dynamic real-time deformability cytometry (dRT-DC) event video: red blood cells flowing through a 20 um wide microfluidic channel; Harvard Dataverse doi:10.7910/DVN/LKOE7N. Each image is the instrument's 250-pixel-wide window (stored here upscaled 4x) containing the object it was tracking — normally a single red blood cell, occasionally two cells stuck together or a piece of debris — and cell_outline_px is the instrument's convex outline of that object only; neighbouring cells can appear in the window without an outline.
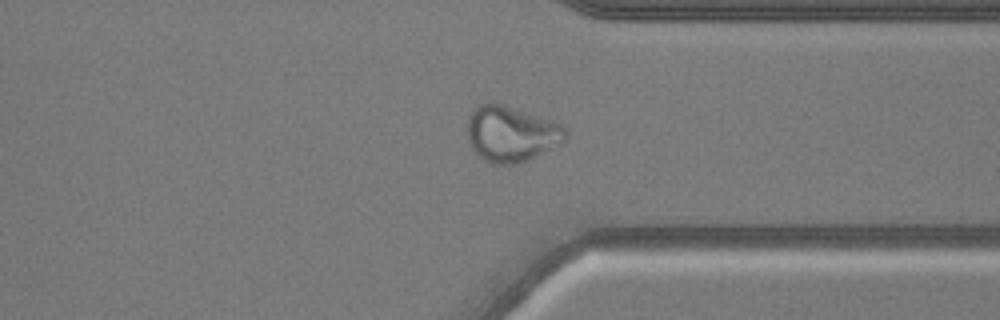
{"species": "common noctule bat (a hibernating species)", "species_latin": "Nyctalus noctula", "temperature_condition": "warm", "stored_images_in_passage": 51, "camera_frame_rate_fps": 3000, "um_per_image_px": 0.085, "animal": {"sex": "male", "body_mass_g": 20.5, "forearm_length_mm": 52.5}, "frame": {"image": 1, "passage_image": 38, "time_ms": 12.333, "image_size_px": [1000, 320], "cell_outline_px": [[568, 140], [516, 164], [492, 164], [484, 160], [472, 148], [468, 140], [468, 116], [472, 108], [476, 104], [484, 100], [492, 100], [552, 120], [560, 124], [568, 132]], "centroid_in_image_um": [43.41, 11.31], "position_along_channel_um": 368.0, "area_um2": 32.31}}
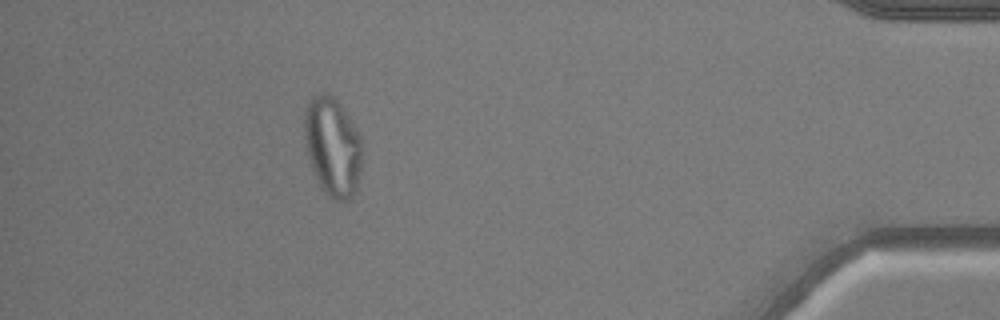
{"frame": {"image": 2, "passage_image": 45, "time_ms": 14.667, "image_size_px": [1000, 320], "cell_outline_px": [[360, 172], [356, 192], [348, 200], [336, 200], [328, 196], [324, 192], [312, 168], [308, 156], [304, 136], [304, 112], [308, 104], [316, 96], [324, 92], [328, 92], [336, 96], [356, 128], [360, 136]], "centroid_in_image_um": [28.27, 12.44], "position_along_channel_um": 406.9, "area_um2": 33.06}}